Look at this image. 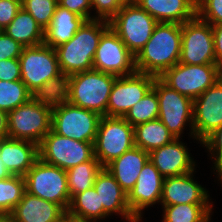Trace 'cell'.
Returning <instances> with one entry per match:
<instances>
[{"mask_svg":"<svg viewBox=\"0 0 222 222\" xmlns=\"http://www.w3.org/2000/svg\"><path fill=\"white\" fill-rule=\"evenodd\" d=\"M182 24L158 23L149 41L135 56L137 72L160 77L180 60Z\"/></svg>","mask_w":222,"mask_h":222,"instance_id":"obj_1","label":"cell"},{"mask_svg":"<svg viewBox=\"0 0 222 222\" xmlns=\"http://www.w3.org/2000/svg\"><path fill=\"white\" fill-rule=\"evenodd\" d=\"M109 27L106 20L85 21L70 41L54 48L61 73L72 75L92 70L100 38Z\"/></svg>","mask_w":222,"mask_h":222,"instance_id":"obj_2","label":"cell"},{"mask_svg":"<svg viewBox=\"0 0 222 222\" xmlns=\"http://www.w3.org/2000/svg\"><path fill=\"white\" fill-rule=\"evenodd\" d=\"M116 78L94 69L72 74L68 102L106 116L109 95Z\"/></svg>","mask_w":222,"mask_h":222,"instance_id":"obj_3","label":"cell"},{"mask_svg":"<svg viewBox=\"0 0 222 222\" xmlns=\"http://www.w3.org/2000/svg\"><path fill=\"white\" fill-rule=\"evenodd\" d=\"M153 88L159 100L158 119L175 138H182L186 130L188 137L201 146L193 129V100L170 88L159 77H155Z\"/></svg>","mask_w":222,"mask_h":222,"instance_id":"obj_4","label":"cell"},{"mask_svg":"<svg viewBox=\"0 0 222 222\" xmlns=\"http://www.w3.org/2000/svg\"><path fill=\"white\" fill-rule=\"evenodd\" d=\"M158 22L136 2L122 5L109 21L110 28L136 56L151 38Z\"/></svg>","mask_w":222,"mask_h":222,"instance_id":"obj_5","label":"cell"},{"mask_svg":"<svg viewBox=\"0 0 222 222\" xmlns=\"http://www.w3.org/2000/svg\"><path fill=\"white\" fill-rule=\"evenodd\" d=\"M52 109L33 97L8 113V137L40 145L51 130Z\"/></svg>","mask_w":222,"mask_h":222,"instance_id":"obj_6","label":"cell"},{"mask_svg":"<svg viewBox=\"0 0 222 222\" xmlns=\"http://www.w3.org/2000/svg\"><path fill=\"white\" fill-rule=\"evenodd\" d=\"M26 192L58 204L65 212L70 205L66 170L43 162L40 158L24 176Z\"/></svg>","mask_w":222,"mask_h":222,"instance_id":"obj_7","label":"cell"},{"mask_svg":"<svg viewBox=\"0 0 222 222\" xmlns=\"http://www.w3.org/2000/svg\"><path fill=\"white\" fill-rule=\"evenodd\" d=\"M134 146L132 125L123 117L101 116L93 148L103 167Z\"/></svg>","mask_w":222,"mask_h":222,"instance_id":"obj_8","label":"cell"},{"mask_svg":"<svg viewBox=\"0 0 222 222\" xmlns=\"http://www.w3.org/2000/svg\"><path fill=\"white\" fill-rule=\"evenodd\" d=\"M220 77L222 69L217 64L187 65L178 62L159 78L181 95L195 100Z\"/></svg>","mask_w":222,"mask_h":222,"instance_id":"obj_9","label":"cell"},{"mask_svg":"<svg viewBox=\"0 0 222 222\" xmlns=\"http://www.w3.org/2000/svg\"><path fill=\"white\" fill-rule=\"evenodd\" d=\"M94 157L93 143L82 142L55 133L52 129L39 145V158L50 165L68 170Z\"/></svg>","mask_w":222,"mask_h":222,"instance_id":"obj_10","label":"cell"},{"mask_svg":"<svg viewBox=\"0 0 222 222\" xmlns=\"http://www.w3.org/2000/svg\"><path fill=\"white\" fill-rule=\"evenodd\" d=\"M101 116L69 102L52 109L51 129L64 137L94 144Z\"/></svg>","mask_w":222,"mask_h":222,"instance_id":"obj_11","label":"cell"},{"mask_svg":"<svg viewBox=\"0 0 222 222\" xmlns=\"http://www.w3.org/2000/svg\"><path fill=\"white\" fill-rule=\"evenodd\" d=\"M19 61L21 81L31 94L42 84L61 74L55 49L44 43L23 47Z\"/></svg>","mask_w":222,"mask_h":222,"instance_id":"obj_12","label":"cell"},{"mask_svg":"<svg viewBox=\"0 0 222 222\" xmlns=\"http://www.w3.org/2000/svg\"><path fill=\"white\" fill-rule=\"evenodd\" d=\"M180 63L216 64L213 30L210 23L197 16L182 24Z\"/></svg>","mask_w":222,"mask_h":222,"instance_id":"obj_13","label":"cell"},{"mask_svg":"<svg viewBox=\"0 0 222 222\" xmlns=\"http://www.w3.org/2000/svg\"><path fill=\"white\" fill-rule=\"evenodd\" d=\"M93 69L117 77L136 72L135 56L110 27L100 38L93 59Z\"/></svg>","mask_w":222,"mask_h":222,"instance_id":"obj_14","label":"cell"},{"mask_svg":"<svg viewBox=\"0 0 222 222\" xmlns=\"http://www.w3.org/2000/svg\"><path fill=\"white\" fill-rule=\"evenodd\" d=\"M155 76L141 72L117 77L109 95L106 116L124 117L153 87Z\"/></svg>","mask_w":222,"mask_h":222,"instance_id":"obj_15","label":"cell"},{"mask_svg":"<svg viewBox=\"0 0 222 222\" xmlns=\"http://www.w3.org/2000/svg\"><path fill=\"white\" fill-rule=\"evenodd\" d=\"M222 124V77L193 100L195 139L202 142Z\"/></svg>","mask_w":222,"mask_h":222,"instance_id":"obj_16","label":"cell"},{"mask_svg":"<svg viewBox=\"0 0 222 222\" xmlns=\"http://www.w3.org/2000/svg\"><path fill=\"white\" fill-rule=\"evenodd\" d=\"M164 177L148 160L143 166L135 186L127 194L131 213L142 222L145 210L160 205ZM154 205V206H153ZM148 209V210H147Z\"/></svg>","mask_w":222,"mask_h":222,"instance_id":"obj_17","label":"cell"},{"mask_svg":"<svg viewBox=\"0 0 222 222\" xmlns=\"http://www.w3.org/2000/svg\"><path fill=\"white\" fill-rule=\"evenodd\" d=\"M196 170L173 177H165L160 199L161 206L176 204H213L210 192L195 179Z\"/></svg>","mask_w":222,"mask_h":222,"instance_id":"obj_18","label":"cell"},{"mask_svg":"<svg viewBox=\"0 0 222 222\" xmlns=\"http://www.w3.org/2000/svg\"><path fill=\"white\" fill-rule=\"evenodd\" d=\"M183 138H175L170 143L149 152V160L165 177L181 176L197 170V160H194L187 143Z\"/></svg>","mask_w":222,"mask_h":222,"instance_id":"obj_19","label":"cell"},{"mask_svg":"<svg viewBox=\"0 0 222 222\" xmlns=\"http://www.w3.org/2000/svg\"><path fill=\"white\" fill-rule=\"evenodd\" d=\"M93 187L99 194L100 205H103L104 210L111 217L118 216L116 218H121L123 222H140L131 213L127 202V193L106 168L103 167L98 173Z\"/></svg>","mask_w":222,"mask_h":222,"instance_id":"obj_20","label":"cell"},{"mask_svg":"<svg viewBox=\"0 0 222 222\" xmlns=\"http://www.w3.org/2000/svg\"><path fill=\"white\" fill-rule=\"evenodd\" d=\"M0 158L11 175L24 177L39 159V145L7 137L0 140Z\"/></svg>","mask_w":222,"mask_h":222,"instance_id":"obj_21","label":"cell"},{"mask_svg":"<svg viewBox=\"0 0 222 222\" xmlns=\"http://www.w3.org/2000/svg\"><path fill=\"white\" fill-rule=\"evenodd\" d=\"M158 23L183 24L196 17L197 0H136Z\"/></svg>","mask_w":222,"mask_h":222,"instance_id":"obj_22","label":"cell"},{"mask_svg":"<svg viewBox=\"0 0 222 222\" xmlns=\"http://www.w3.org/2000/svg\"><path fill=\"white\" fill-rule=\"evenodd\" d=\"M65 213L58 204L25 192L9 215L13 222H61Z\"/></svg>","mask_w":222,"mask_h":222,"instance_id":"obj_23","label":"cell"},{"mask_svg":"<svg viewBox=\"0 0 222 222\" xmlns=\"http://www.w3.org/2000/svg\"><path fill=\"white\" fill-rule=\"evenodd\" d=\"M148 160L149 153L134 146L120 157L111 161L104 168L114 176L115 180L128 194L135 186L138 176Z\"/></svg>","mask_w":222,"mask_h":222,"instance_id":"obj_24","label":"cell"},{"mask_svg":"<svg viewBox=\"0 0 222 222\" xmlns=\"http://www.w3.org/2000/svg\"><path fill=\"white\" fill-rule=\"evenodd\" d=\"M86 20L58 4L44 31V44L52 48L70 41Z\"/></svg>","mask_w":222,"mask_h":222,"instance_id":"obj_25","label":"cell"},{"mask_svg":"<svg viewBox=\"0 0 222 222\" xmlns=\"http://www.w3.org/2000/svg\"><path fill=\"white\" fill-rule=\"evenodd\" d=\"M23 47L37 46L44 42V30L36 20L21 8L11 23L3 30Z\"/></svg>","mask_w":222,"mask_h":222,"instance_id":"obj_26","label":"cell"},{"mask_svg":"<svg viewBox=\"0 0 222 222\" xmlns=\"http://www.w3.org/2000/svg\"><path fill=\"white\" fill-rule=\"evenodd\" d=\"M66 212L71 216L93 222H103L108 218L111 219V216L104 210L103 205H100L99 194L94 187L75 194L71 198Z\"/></svg>","mask_w":222,"mask_h":222,"instance_id":"obj_27","label":"cell"},{"mask_svg":"<svg viewBox=\"0 0 222 222\" xmlns=\"http://www.w3.org/2000/svg\"><path fill=\"white\" fill-rule=\"evenodd\" d=\"M174 139L175 137L159 119L134 127L135 147L141 148L148 153L170 143Z\"/></svg>","mask_w":222,"mask_h":222,"instance_id":"obj_28","label":"cell"},{"mask_svg":"<svg viewBox=\"0 0 222 222\" xmlns=\"http://www.w3.org/2000/svg\"><path fill=\"white\" fill-rule=\"evenodd\" d=\"M70 75L61 73L42 84L32 97L39 103L51 109L69 101Z\"/></svg>","mask_w":222,"mask_h":222,"instance_id":"obj_29","label":"cell"},{"mask_svg":"<svg viewBox=\"0 0 222 222\" xmlns=\"http://www.w3.org/2000/svg\"><path fill=\"white\" fill-rule=\"evenodd\" d=\"M162 207L161 222H206L214 214L213 204H176ZM213 212V213H212Z\"/></svg>","mask_w":222,"mask_h":222,"instance_id":"obj_30","label":"cell"},{"mask_svg":"<svg viewBox=\"0 0 222 222\" xmlns=\"http://www.w3.org/2000/svg\"><path fill=\"white\" fill-rule=\"evenodd\" d=\"M102 169L103 166L95 156L88 162L68 169L66 171V180L70 198L93 187L94 180Z\"/></svg>","mask_w":222,"mask_h":222,"instance_id":"obj_31","label":"cell"},{"mask_svg":"<svg viewBox=\"0 0 222 222\" xmlns=\"http://www.w3.org/2000/svg\"><path fill=\"white\" fill-rule=\"evenodd\" d=\"M159 100L152 87L146 95L134 104L123 117L133 127L158 119Z\"/></svg>","mask_w":222,"mask_h":222,"instance_id":"obj_32","label":"cell"},{"mask_svg":"<svg viewBox=\"0 0 222 222\" xmlns=\"http://www.w3.org/2000/svg\"><path fill=\"white\" fill-rule=\"evenodd\" d=\"M25 192L23 176L11 175L9 178L0 180V215H9Z\"/></svg>","mask_w":222,"mask_h":222,"instance_id":"obj_33","label":"cell"},{"mask_svg":"<svg viewBox=\"0 0 222 222\" xmlns=\"http://www.w3.org/2000/svg\"><path fill=\"white\" fill-rule=\"evenodd\" d=\"M30 98H32V94L21 80H0V110L9 113L26 103Z\"/></svg>","mask_w":222,"mask_h":222,"instance_id":"obj_34","label":"cell"},{"mask_svg":"<svg viewBox=\"0 0 222 222\" xmlns=\"http://www.w3.org/2000/svg\"><path fill=\"white\" fill-rule=\"evenodd\" d=\"M21 5L45 31L51 23L58 0H21Z\"/></svg>","mask_w":222,"mask_h":222,"instance_id":"obj_35","label":"cell"},{"mask_svg":"<svg viewBox=\"0 0 222 222\" xmlns=\"http://www.w3.org/2000/svg\"><path fill=\"white\" fill-rule=\"evenodd\" d=\"M201 146L208 153V159L212 162L211 171L216 175V181L220 184L222 176V124L209 134L202 142ZM218 179V180H217Z\"/></svg>","mask_w":222,"mask_h":222,"instance_id":"obj_36","label":"cell"},{"mask_svg":"<svg viewBox=\"0 0 222 222\" xmlns=\"http://www.w3.org/2000/svg\"><path fill=\"white\" fill-rule=\"evenodd\" d=\"M196 16L211 25L222 24V0H197Z\"/></svg>","mask_w":222,"mask_h":222,"instance_id":"obj_37","label":"cell"},{"mask_svg":"<svg viewBox=\"0 0 222 222\" xmlns=\"http://www.w3.org/2000/svg\"><path fill=\"white\" fill-rule=\"evenodd\" d=\"M90 4L92 7V19L106 21H110L122 7L119 0H90Z\"/></svg>","mask_w":222,"mask_h":222,"instance_id":"obj_38","label":"cell"},{"mask_svg":"<svg viewBox=\"0 0 222 222\" xmlns=\"http://www.w3.org/2000/svg\"><path fill=\"white\" fill-rule=\"evenodd\" d=\"M23 46L7 35L5 32L0 33V61L6 59H19Z\"/></svg>","mask_w":222,"mask_h":222,"instance_id":"obj_39","label":"cell"},{"mask_svg":"<svg viewBox=\"0 0 222 222\" xmlns=\"http://www.w3.org/2000/svg\"><path fill=\"white\" fill-rule=\"evenodd\" d=\"M22 8L21 0H0V28L3 31Z\"/></svg>","mask_w":222,"mask_h":222,"instance_id":"obj_40","label":"cell"},{"mask_svg":"<svg viewBox=\"0 0 222 222\" xmlns=\"http://www.w3.org/2000/svg\"><path fill=\"white\" fill-rule=\"evenodd\" d=\"M58 4L70 12L83 17L86 21L92 20V7L90 0H58Z\"/></svg>","mask_w":222,"mask_h":222,"instance_id":"obj_41","label":"cell"},{"mask_svg":"<svg viewBox=\"0 0 222 222\" xmlns=\"http://www.w3.org/2000/svg\"><path fill=\"white\" fill-rule=\"evenodd\" d=\"M19 59H6L0 61V80L18 81L21 80Z\"/></svg>","mask_w":222,"mask_h":222,"instance_id":"obj_42","label":"cell"},{"mask_svg":"<svg viewBox=\"0 0 222 222\" xmlns=\"http://www.w3.org/2000/svg\"><path fill=\"white\" fill-rule=\"evenodd\" d=\"M216 64L222 69V24L212 25Z\"/></svg>","mask_w":222,"mask_h":222,"instance_id":"obj_43","label":"cell"},{"mask_svg":"<svg viewBox=\"0 0 222 222\" xmlns=\"http://www.w3.org/2000/svg\"><path fill=\"white\" fill-rule=\"evenodd\" d=\"M8 137V113L0 110V140Z\"/></svg>","mask_w":222,"mask_h":222,"instance_id":"obj_44","label":"cell"},{"mask_svg":"<svg viewBox=\"0 0 222 222\" xmlns=\"http://www.w3.org/2000/svg\"><path fill=\"white\" fill-rule=\"evenodd\" d=\"M61 222H93L86 219L77 218L74 216H71L67 212L63 215Z\"/></svg>","mask_w":222,"mask_h":222,"instance_id":"obj_45","label":"cell"},{"mask_svg":"<svg viewBox=\"0 0 222 222\" xmlns=\"http://www.w3.org/2000/svg\"><path fill=\"white\" fill-rule=\"evenodd\" d=\"M10 176V172L6 169L2 159L0 158V180L9 178Z\"/></svg>","mask_w":222,"mask_h":222,"instance_id":"obj_46","label":"cell"},{"mask_svg":"<svg viewBox=\"0 0 222 222\" xmlns=\"http://www.w3.org/2000/svg\"><path fill=\"white\" fill-rule=\"evenodd\" d=\"M0 222H13L10 215H0Z\"/></svg>","mask_w":222,"mask_h":222,"instance_id":"obj_47","label":"cell"},{"mask_svg":"<svg viewBox=\"0 0 222 222\" xmlns=\"http://www.w3.org/2000/svg\"><path fill=\"white\" fill-rule=\"evenodd\" d=\"M119 2L124 5V4H131V3H135L136 0H119Z\"/></svg>","mask_w":222,"mask_h":222,"instance_id":"obj_48","label":"cell"},{"mask_svg":"<svg viewBox=\"0 0 222 222\" xmlns=\"http://www.w3.org/2000/svg\"><path fill=\"white\" fill-rule=\"evenodd\" d=\"M220 186L222 187V176L220 177Z\"/></svg>","mask_w":222,"mask_h":222,"instance_id":"obj_49","label":"cell"},{"mask_svg":"<svg viewBox=\"0 0 222 222\" xmlns=\"http://www.w3.org/2000/svg\"><path fill=\"white\" fill-rule=\"evenodd\" d=\"M211 220H212V218L210 217L206 222H212Z\"/></svg>","mask_w":222,"mask_h":222,"instance_id":"obj_50","label":"cell"}]
</instances>
